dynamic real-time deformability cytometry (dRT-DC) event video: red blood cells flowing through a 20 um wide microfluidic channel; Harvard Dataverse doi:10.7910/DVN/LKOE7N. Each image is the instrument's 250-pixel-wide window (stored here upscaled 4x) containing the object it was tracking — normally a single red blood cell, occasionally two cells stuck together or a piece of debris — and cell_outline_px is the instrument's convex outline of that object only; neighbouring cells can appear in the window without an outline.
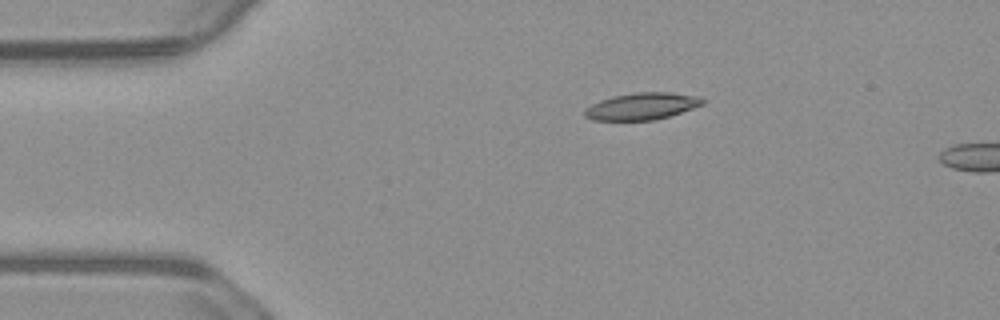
{"species": "common noctule bat (a hibernating species)", "species_latin": "Nyctalus noctula", "temperature_condition": "warm", "stored_images_in_passage": 4, "camera_frame_rate_fps": 3000, "um_per_image_px": 0.085, "animal": {"sex": "male", "body_mass_g": 23.1, "forearm_length_mm": 52.7}, "frame": {"image": 1, "passage_image": 1, "time_ms": 0.0, "image_size_px": [1000, 320], "cell_outline_px": [[704, 104], [668, 116], [652, 120], [592, 120], [584, 116], [584, 108], [600, 100], [612, 96], [636, 92], [668, 92], [700, 96], [704, 100]], "centroid_in_image_um": [54.53, 9.02], "position_along_channel_um": 30.5, "area_um2": 18.44}}